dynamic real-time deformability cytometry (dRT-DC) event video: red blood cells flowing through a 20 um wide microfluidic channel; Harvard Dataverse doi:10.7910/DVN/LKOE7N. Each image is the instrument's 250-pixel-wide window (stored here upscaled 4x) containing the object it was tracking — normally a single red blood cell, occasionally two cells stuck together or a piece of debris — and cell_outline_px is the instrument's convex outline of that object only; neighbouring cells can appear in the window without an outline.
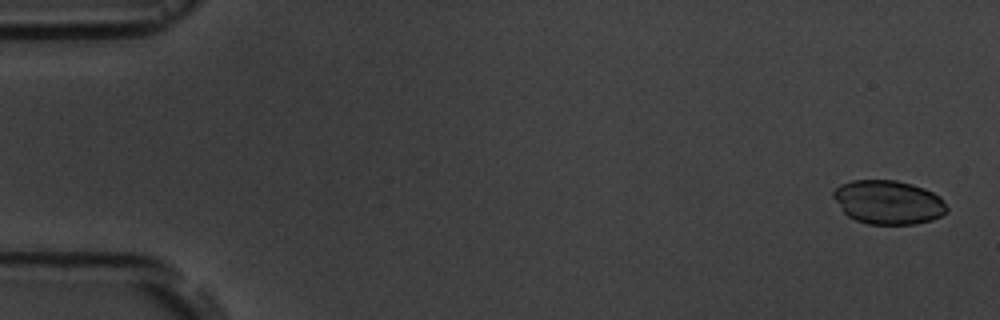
{"species": "common noctule bat (a hibernating species)", "species_latin": "Nyctalus noctula", "temperature_condition": "room temperature", "stored_images_in_passage": 6, "camera_frame_rate_fps": 3000, "um_per_image_px": 0.085, "animal": {"sex": "male", "body_mass_g": 19.5, "forearm_length_mm": 54.6}, "frame": {"image": 1, "passage_image": 1, "time_ms": 0.0, "image_size_px": [1000, 320], "cell_outline_px": [[948, 212], [932, 220], [916, 224], [868, 224], [856, 220], [848, 216], [844, 212], [832, 196], [832, 192], [840, 184], [852, 180], [896, 180], [912, 184], [924, 188], [940, 196], [948, 208]], "centroid_in_image_um": [75.51, 17.19], "position_along_channel_um": 9.5, "area_um2": 29.13}}